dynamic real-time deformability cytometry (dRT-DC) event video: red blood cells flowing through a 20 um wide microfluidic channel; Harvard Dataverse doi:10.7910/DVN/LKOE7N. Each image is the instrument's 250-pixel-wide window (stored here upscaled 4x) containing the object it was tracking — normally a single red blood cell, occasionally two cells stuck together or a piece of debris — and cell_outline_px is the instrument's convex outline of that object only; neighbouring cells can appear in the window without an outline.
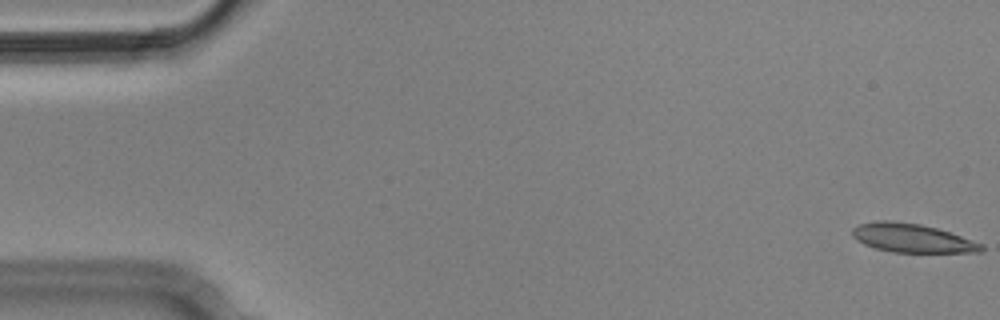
{"species": "Egyptian fruit bat (a non-hibernating species)", "species_latin": "Rousettus aegyptiacus", "temperature_condition": "cold", "stored_images_in_passage": 7, "camera_frame_rate_fps": 3000, "um_per_image_px": 0.085, "animal": {"sex": "male"}, "frame": {"image": 1, "passage_image": 1, "time_ms": 0.0, "image_size_px": [1000, 320], "cell_outline_px": [[984, 252], [892, 252], [876, 248], [864, 244], [856, 240], [852, 236], [852, 228], [860, 224], [880, 220], [884, 220], [920, 224], [936, 228], [984, 244]], "centroid_in_image_um": [77.52, 20.24], "position_along_channel_um": 7.5, "area_um2": 21.39}}
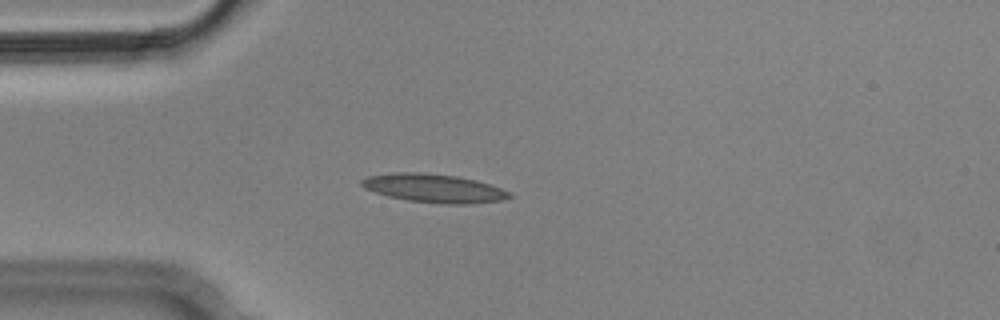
{"frame": {"image": 2, "passage_image": 5, "time_ms": 1.333, "image_size_px": [1000, 320], "cell_outline_px": [[512, 196], [500, 200], [468, 204], [444, 204], [408, 200], [388, 196], [364, 188], [360, 184], [360, 180], [368, 176], [392, 172], [416, 172], [456, 176], [476, 180], [500, 188], [508, 192]], "centroid_in_image_um": [36.83, 15.99], "position_along_channel_um": 48.2, "area_um2": 24.28}}